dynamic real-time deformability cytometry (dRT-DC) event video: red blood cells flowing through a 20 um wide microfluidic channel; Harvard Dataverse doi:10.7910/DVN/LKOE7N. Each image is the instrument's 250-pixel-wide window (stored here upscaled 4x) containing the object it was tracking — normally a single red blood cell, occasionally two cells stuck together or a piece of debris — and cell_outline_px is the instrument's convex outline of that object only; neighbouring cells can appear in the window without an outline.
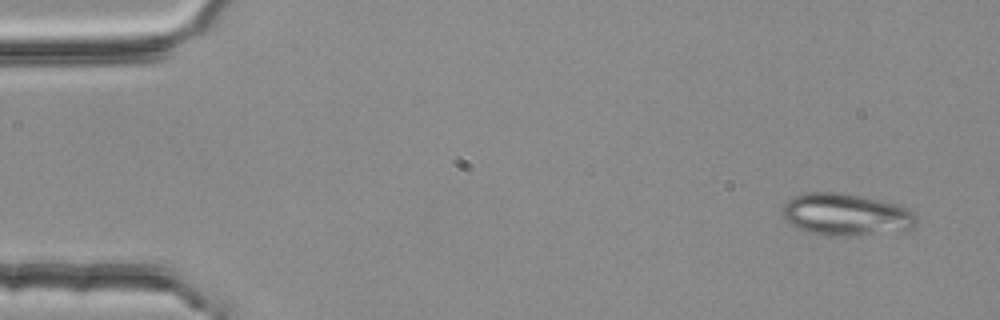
{"species": "common noctule bat (a hibernating species)", "species_latin": "Nyctalus noctula", "temperature_condition": "room temperature", "stored_images_in_passage": 3, "camera_frame_rate_fps": 3000, "um_per_image_px": 0.085, "animal": {"sex": "female", "body_mass_g": 25.1}, "frame": {"image": 1, "passage_image": 1, "time_ms": 0.0, "image_size_px": [1000, 320], "cell_outline_px": [[916, 224], [912, 228], [904, 232], [816, 232], [800, 228], [788, 224], [784, 220], [784, 204], [792, 196], [804, 192], [840, 192], [900, 204], [916, 212]], "centroid_in_image_um": [71.96, 18.16], "position_along_channel_um": 13.0, "area_um2": 31.73}}